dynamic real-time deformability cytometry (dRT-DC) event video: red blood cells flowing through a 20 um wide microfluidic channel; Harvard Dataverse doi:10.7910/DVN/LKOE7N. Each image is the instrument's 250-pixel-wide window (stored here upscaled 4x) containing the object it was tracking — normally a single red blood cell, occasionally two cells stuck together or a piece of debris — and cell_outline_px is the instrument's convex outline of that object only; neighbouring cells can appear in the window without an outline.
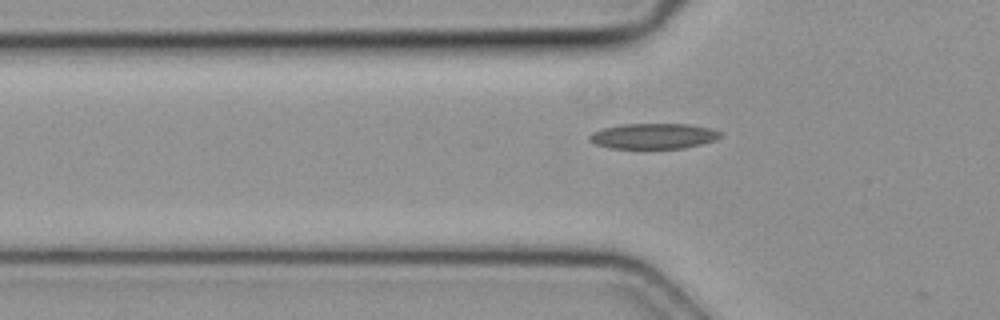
{"species": "common noctule bat (a hibernating species)", "species_latin": "Nyctalus noctula", "temperature_condition": "cold", "stored_images_in_passage": 4, "camera_frame_rate_fps": 3000, "um_per_image_px": 0.085, "animal": {"sex": "female", "body_mass_g": 19.3, "forearm_length_mm": 54.1}, "frame": {"image": 1, "passage_image": 3, "time_ms": 0.667, "image_size_px": [1000, 320], "cell_outline_px": [[720, 136], [716, 140], [684, 148], [612, 148], [596, 144], [588, 140], [588, 136], [592, 132], [604, 128], [624, 124], [688, 124], [708, 128], [720, 132]], "centroid_in_image_um": [55.52, 11.57], "position_along_channel_um": 70.3, "area_um2": 19.19}}